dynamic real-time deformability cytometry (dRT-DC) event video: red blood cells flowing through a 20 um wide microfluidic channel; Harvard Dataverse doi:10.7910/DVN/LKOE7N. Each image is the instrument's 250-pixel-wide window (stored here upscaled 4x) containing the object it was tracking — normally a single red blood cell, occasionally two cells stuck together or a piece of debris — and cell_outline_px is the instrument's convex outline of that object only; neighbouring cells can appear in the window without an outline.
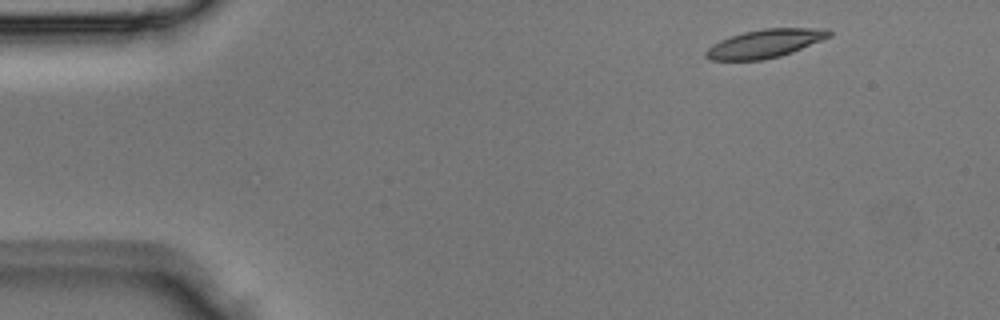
{"species": "Egyptian fruit bat (a non-hibernating species)", "species_latin": "Rousettus aegyptiacus", "temperature_condition": "room temperature", "stored_images_in_passage": 2, "camera_frame_rate_fps": 3000, "um_per_image_px": 0.085, "animal": {"sex": "male"}, "frame": {"image": 1, "passage_image": 1, "time_ms": 0.0, "image_size_px": [1000, 320], "cell_outline_px": [[832, 36], [792, 52], [780, 56], [760, 60], [712, 60], [704, 56], [704, 52], [712, 44], [720, 40], [744, 32], [764, 28], [828, 28], [832, 32]], "centroid_in_image_um": [65.04, 3.69], "position_along_channel_um": 20.0, "area_um2": 20.35}}